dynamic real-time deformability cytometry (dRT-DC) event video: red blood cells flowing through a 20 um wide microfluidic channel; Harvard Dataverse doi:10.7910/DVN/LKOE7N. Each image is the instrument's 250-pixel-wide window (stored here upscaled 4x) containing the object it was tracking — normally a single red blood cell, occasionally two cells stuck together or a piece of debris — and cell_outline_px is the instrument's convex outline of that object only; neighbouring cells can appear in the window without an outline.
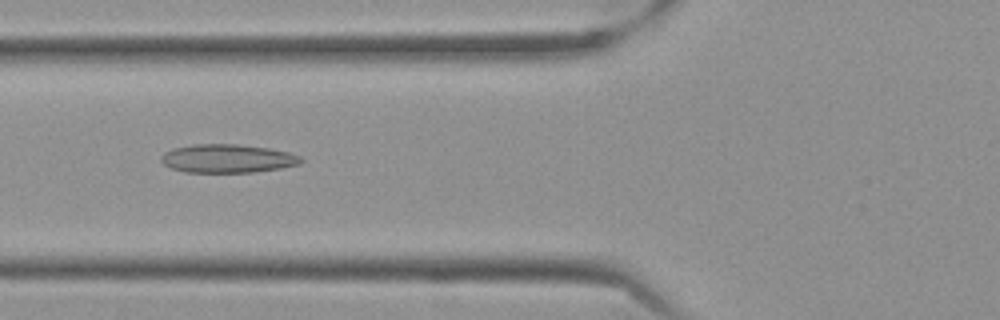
{"species": "Egyptian fruit bat (a non-hibernating species)", "species_latin": "Rousettus aegyptiacus", "temperature_condition": "cold", "stored_images_in_passage": 57, "camera_frame_rate_fps": 3000, "um_per_image_px": 0.085, "frame": {"image": 1, "passage_image": 22, "time_ms": 7.0, "image_size_px": [1000, 320], "cell_outline_px": [[304, 160], [300, 164], [280, 168], [252, 172], [184, 172], [172, 168], [164, 164], [160, 160], [160, 156], [164, 152], [176, 148], [192, 144], [236, 144], [268, 148], [288, 152], [300, 156]], "centroid_in_image_um": [19.33, 13.47], "position_along_channel_um": 106.5, "area_um2": 23.12}}
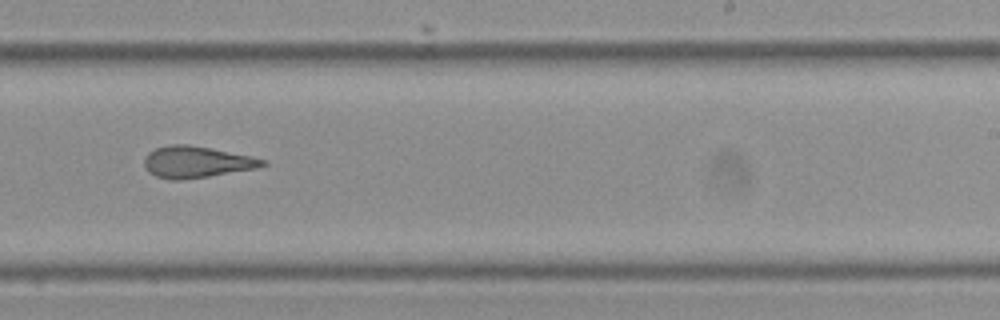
{"frame": {"image": 2, "passage_image": 36, "time_ms": 11.667, "image_size_px": [1000, 320], "cell_outline_px": [[268, 164], [256, 168], [208, 176], [180, 180], [168, 180], [156, 176], [148, 172], [144, 164], [144, 156], [148, 152], [156, 148], [172, 144], [188, 144], [252, 156], [264, 160]], "centroid_in_image_um": [16.66, 13.77], "position_along_channel_um": 272.3, "area_um2": 21.62}}
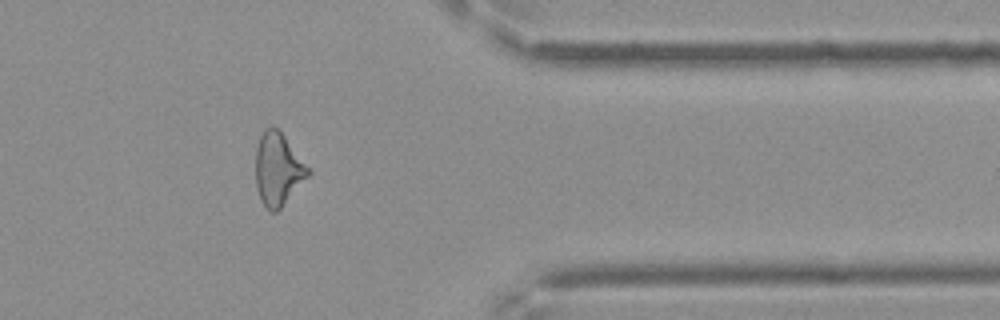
{"frame": {"image": 3, "passage_image": 47, "time_ms": 15.333, "image_size_px": [1000, 320], "cell_outline_px": [[312, 172], [280, 208], [276, 212], [268, 212], [260, 200], [256, 188], [256, 148], [260, 136], [264, 128], [276, 128], [284, 136]], "centroid_in_image_um": [23.6, 14.42], "position_along_channel_um": 387.8, "area_um2": 21.96}, "authors_computed_cell_mechanics": {"area_um2": 22.7732, "velocity_mm_per_s": 3.5409, "shape_relaxation_time_tau1_ms": null, "shape_relaxation_time_tau2_ms": 2.9547, "deformation_change_tau1": null, "deformation_change_tau2": 0.1299}}